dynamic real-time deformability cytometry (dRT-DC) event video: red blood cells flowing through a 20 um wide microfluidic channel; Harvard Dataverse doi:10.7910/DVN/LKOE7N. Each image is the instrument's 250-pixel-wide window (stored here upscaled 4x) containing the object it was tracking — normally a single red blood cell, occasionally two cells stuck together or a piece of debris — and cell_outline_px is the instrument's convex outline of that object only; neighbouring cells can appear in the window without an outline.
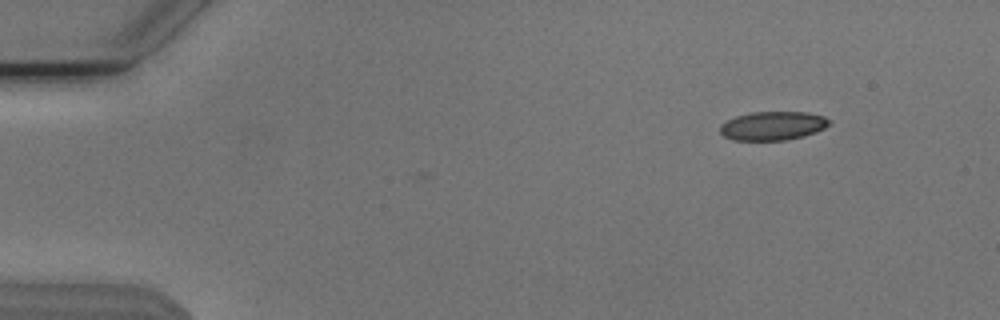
{"species": "Egyptian fruit bat (a non-hibernating species)", "species_latin": "Rousettus aegyptiacus", "temperature_condition": "cold", "stored_images_in_passage": 2, "camera_frame_rate_fps": 3000, "um_per_image_px": 0.085, "animal": {"sex": "male"}, "frame": {"image": 1, "passage_image": 2, "time_ms": 0.333, "image_size_px": [1000, 320], "cell_outline_px": [[832, 120], [824, 128], [816, 132], [804, 136], [784, 140], [732, 140], [724, 136], [720, 132], [720, 124], [736, 116], [752, 112], [808, 112], [824, 116]], "centroid_in_image_um": [65.69, 10.69], "position_along_channel_um": 19.3, "area_um2": 18.32}}